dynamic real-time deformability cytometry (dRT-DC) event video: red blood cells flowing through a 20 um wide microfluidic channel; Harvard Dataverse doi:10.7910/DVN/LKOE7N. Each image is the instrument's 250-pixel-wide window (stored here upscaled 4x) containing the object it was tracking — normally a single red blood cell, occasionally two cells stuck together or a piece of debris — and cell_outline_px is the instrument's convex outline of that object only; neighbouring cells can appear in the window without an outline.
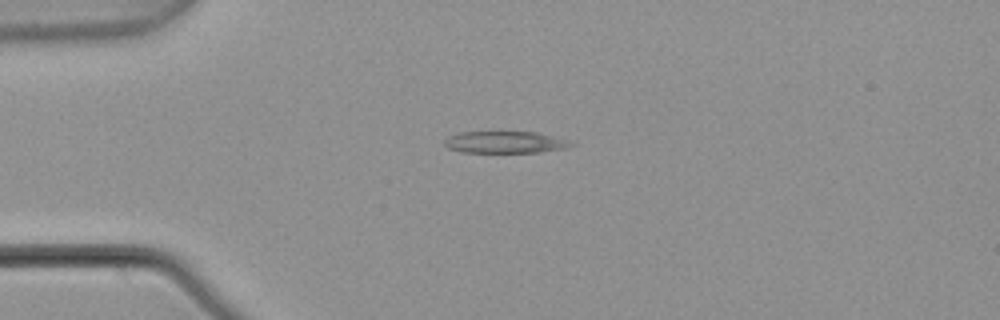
{"species": "common noctule bat (a hibernating species)", "species_latin": "Nyctalus noctula", "temperature_condition": "warm", "stored_images_in_passage": 4, "camera_frame_rate_fps": 3000, "um_per_image_px": 0.085, "animal": {"sex": "male", "body_mass_g": 21.5, "forearm_length_mm": 52.0}, "frame": {"image": 1, "passage_image": 2, "time_ms": 0.333, "image_size_px": [1000, 320], "cell_outline_px": [[576, 144], [564, 148], [540, 152], [460, 152], [448, 148], [444, 144], [444, 140], [448, 136], [460, 132], [536, 132], [568, 140]], "centroid_in_image_um": [42.9, 12.09], "position_along_channel_um": 42.1, "area_um2": 16.01}}